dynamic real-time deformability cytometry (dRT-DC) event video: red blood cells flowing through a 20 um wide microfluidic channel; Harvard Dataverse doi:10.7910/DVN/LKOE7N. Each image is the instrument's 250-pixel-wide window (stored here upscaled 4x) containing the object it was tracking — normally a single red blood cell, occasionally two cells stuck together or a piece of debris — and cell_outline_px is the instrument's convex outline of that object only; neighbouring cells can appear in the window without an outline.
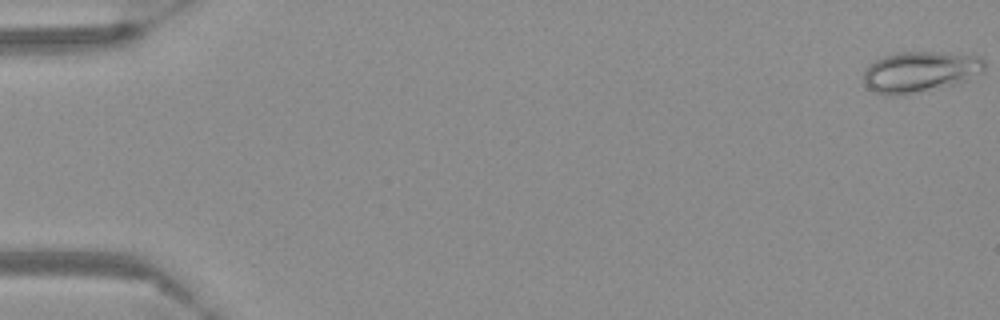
{"species": "Egyptian fruit bat (a non-hibernating species)", "species_latin": "Rousettus aegyptiacus", "temperature_condition": "warm", "stored_images_in_passage": 57, "camera_frame_rate_fps": 3000, "um_per_image_px": 0.085, "frame": {"image": 1, "passage_image": 1, "time_ms": 0.0, "image_size_px": [1000, 320], "cell_outline_px": [[984, 72], [968, 80], [952, 84], [900, 96], [892, 96], [876, 92], [868, 88], [864, 80], [864, 72], [868, 64], [884, 56], [900, 52], [940, 52], [980, 56], [984, 60]], "centroid_in_image_um": [78.21, 6.09], "position_along_channel_um": 6.8, "area_um2": 28.67}}
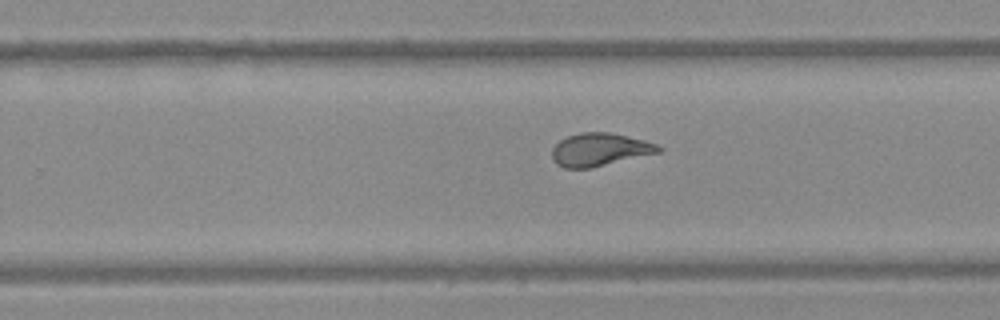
{"frame": {"image": 2, "passage_image": 37, "time_ms": 12.0, "image_size_px": [1000, 320], "cell_outline_px": [[664, 152], [588, 168], [564, 168], [556, 164], [552, 160], [552, 148], [560, 140], [568, 136], [580, 132], [608, 132], [644, 140], [656, 144], [664, 148]], "centroid_in_image_um": [50.99, 12.72], "position_along_channel_um": 278.8, "area_um2": 20.52}}
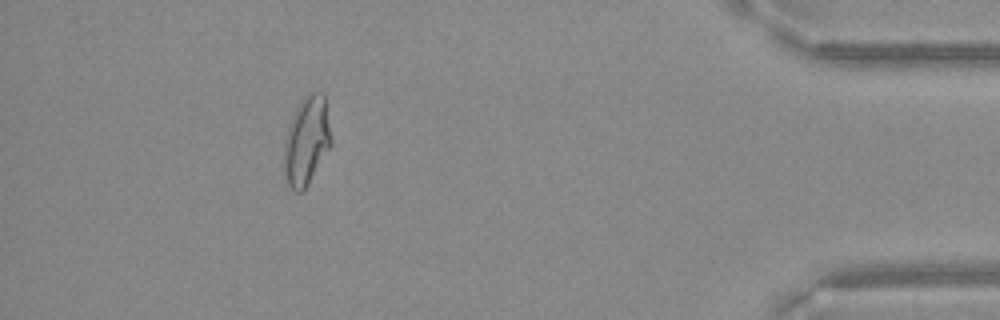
{"frame": {"image": 3, "passage_image": 52, "time_ms": 17.0, "image_size_px": [1000, 320], "cell_outline_px": [[332, 144], [308, 184], [300, 192], [296, 192], [288, 184], [284, 172], [284, 140], [288, 128], [296, 108], [300, 100], [308, 92], [324, 92], [332, 140]], "centroid_in_image_um": [26.07, 11.93], "position_along_channel_um": 409.1, "area_um2": 24.28}}